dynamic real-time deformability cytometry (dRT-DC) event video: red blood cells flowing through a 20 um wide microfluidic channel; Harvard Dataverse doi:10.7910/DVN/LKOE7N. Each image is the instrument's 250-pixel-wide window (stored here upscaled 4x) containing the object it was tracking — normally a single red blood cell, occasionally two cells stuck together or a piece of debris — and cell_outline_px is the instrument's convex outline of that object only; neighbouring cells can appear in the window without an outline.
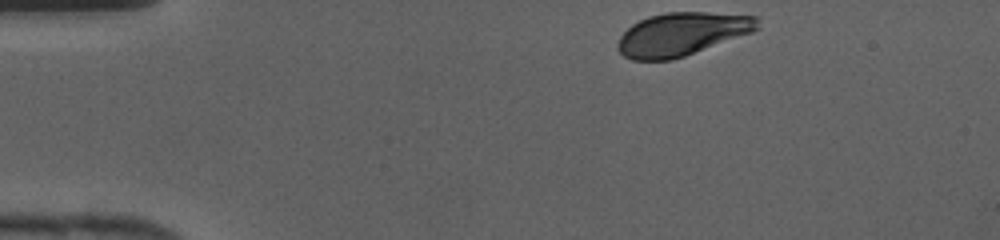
{"species": "human", "species_latin": "Homo sapiens", "temperature_condition": "cold", "stored_images_in_passage": 30, "camera_frame_rate_fps": 3000, "um_per_image_px": 0.085, "donor": {"sex": "female"}, "frame": {"image": 1, "passage_image": 1, "time_ms": 0.0, "image_size_px": [1000, 240], "cell_outline_px": [[760, 28], [752, 32], [684, 56], [672, 60], [632, 60], [624, 56], [616, 48], [616, 44], [620, 36], [632, 24], [648, 16], [664, 12], [708, 12], [756, 16]], "centroid_in_image_um": [57.93, 2.89], "position_along_channel_um": 27.1, "area_um2": 35.08}}
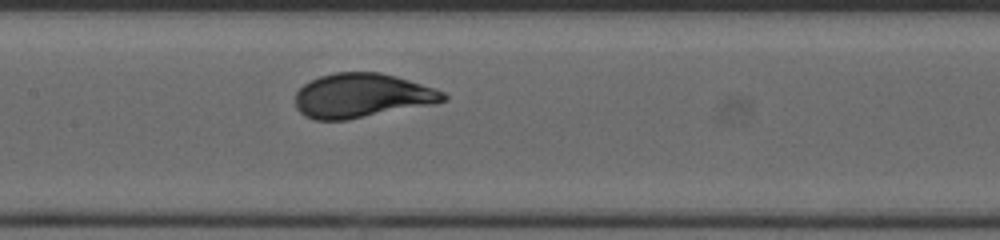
{"frame": {"image": 2, "passage_image": 15, "time_ms": 4.667, "image_size_px": [1000, 240], "cell_outline_px": [[448, 100], [436, 104], [348, 120], [316, 120], [304, 116], [296, 108], [296, 92], [304, 84], [320, 76], [336, 72], [380, 72], [396, 76], [444, 92], [448, 96]], "centroid_in_image_um": [30.78, 8.14], "position_along_channel_um": 176.6, "area_um2": 38.32}}
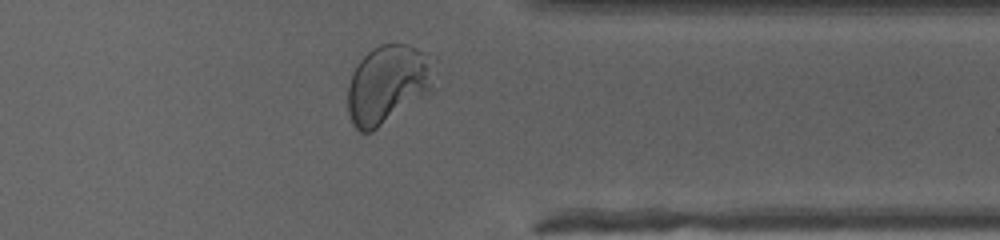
{"frame": {"image": 3, "passage_image": 28, "time_ms": 9.0, "image_size_px": [1000, 240], "cell_outline_px": [[440, 60], [436, 88], [432, 92], [372, 132], [360, 132], [352, 124], [348, 112], [348, 84], [352, 72], [360, 60], [372, 48], [380, 44], [408, 44], [428, 52], [436, 56]], "centroid_in_image_um": [33.11, 7.12], "position_along_channel_um": 378.3, "area_um2": 41.5}}